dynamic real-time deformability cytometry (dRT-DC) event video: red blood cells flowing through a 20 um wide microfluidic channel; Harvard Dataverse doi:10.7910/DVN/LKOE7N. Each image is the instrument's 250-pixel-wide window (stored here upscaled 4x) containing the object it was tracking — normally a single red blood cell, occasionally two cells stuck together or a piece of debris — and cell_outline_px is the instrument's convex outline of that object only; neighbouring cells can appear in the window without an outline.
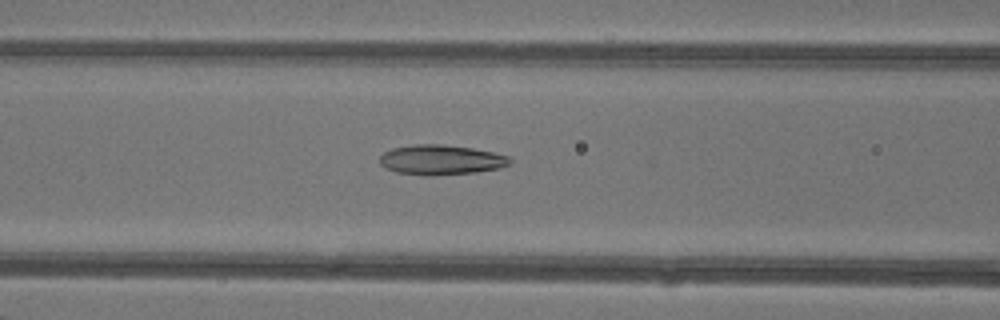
{"species": "common noctule bat (a hibernating species)", "species_latin": "Nyctalus noctula", "temperature_condition": "warm", "stored_images_in_passage": 11, "camera_frame_rate_fps": 3000, "um_per_image_px": 0.085, "animal": {"sex": "female"}, "frame": {"image": 1, "passage_image": 7, "time_ms": 2.0, "image_size_px": [1000, 320], "cell_outline_px": [[512, 164], [500, 168], [476, 172], [432, 176], [424, 176], [396, 172], [384, 168], [380, 164], [380, 156], [384, 152], [392, 148], [412, 144], [440, 144], [472, 148], [492, 152], [508, 156], [512, 160]], "centroid_in_image_um": [37.47, 13.59], "position_along_channel_um": 129.1, "area_um2": 22.95}}
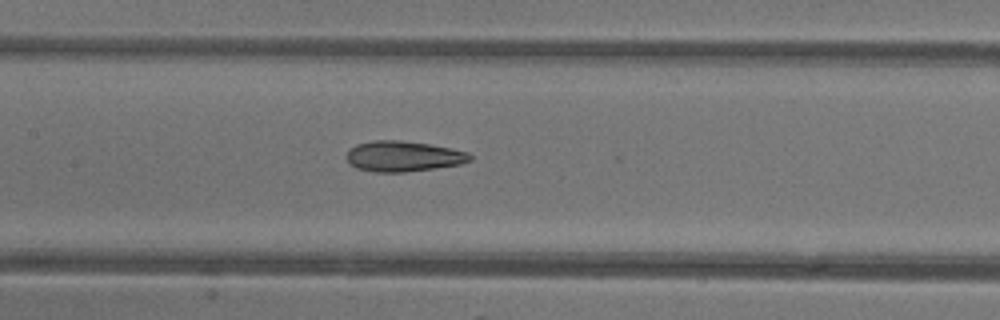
{"frame": {"image": 2, "passage_image": 10, "time_ms": 3.0, "image_size_px": [1000, 320], "cell_outline_px": [[472, 160], [460, 164], [404, 172], [376, 172], [356, 168], [348, 164], [348, 152], [356, 144], [372, 140], [400, 140], [428, 144], [452, 148], [468, 152], [472, 156]], "centroid_in_image_um": [34.28, 13.28], "position_along_channel_um": 173.1, "area_um2": 21.85}}